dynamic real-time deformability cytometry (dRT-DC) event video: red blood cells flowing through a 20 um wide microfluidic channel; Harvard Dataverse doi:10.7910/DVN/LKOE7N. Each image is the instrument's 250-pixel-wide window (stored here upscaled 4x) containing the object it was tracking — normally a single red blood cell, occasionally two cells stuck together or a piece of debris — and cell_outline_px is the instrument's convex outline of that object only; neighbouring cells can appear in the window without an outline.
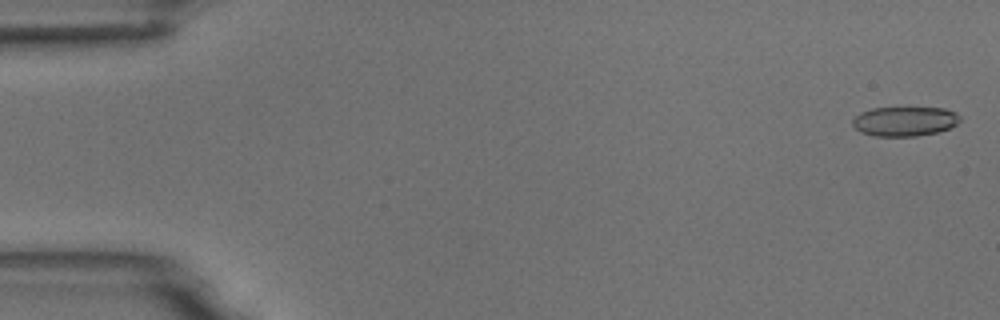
{"species": "common noctule bat (a hibernating species)", "species_latin": "Nyctalus noctula", "temperature_condition": "room temperature", "stored_images_in_passage": 5, "camera_frame_rate_fps": 3000, "um_per_image_px": 0.085, "animal": {"sex": "male", "body_mass_g": 18.8}, "frame": {"image": 1, "passage_image": 1, "time_ms": 0.0, "image_size_px": [1000, 320], "cell_outline_px": [[960, 120], [956, 124], [948, 128], [936, 132], [916, 136], [876, 136], [860, 132], [852, 124], [852, 120], [860, 112], [872, 108], [944, 108], [956, 112], [960, 116]], "centroid_in_image_um": [76.88, 10.31], "position_along_channel_um": 8.1, "area_um2": 18.38}}
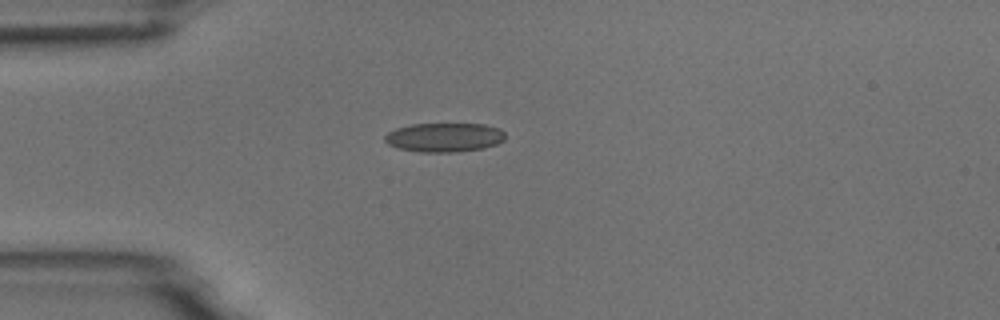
{"frame": {"image": 2, "passage_image": 4, "time_ms": 4.333, "image_size_px": [1000, 320], "cell_outline_px": [[504, 140], [496, 144], [484, 148], [452, 152], [420, 152], [400, 148], [388, 144], [384, 140], [384, 136], [388, 132], [396, 128], [412, 124], [484, 124], [500, 128], [504, 132]], "centroid_in_image_um": [37.77, 11.67], "position_along_channel_um": 47.2, "area_um2": 20.35}}